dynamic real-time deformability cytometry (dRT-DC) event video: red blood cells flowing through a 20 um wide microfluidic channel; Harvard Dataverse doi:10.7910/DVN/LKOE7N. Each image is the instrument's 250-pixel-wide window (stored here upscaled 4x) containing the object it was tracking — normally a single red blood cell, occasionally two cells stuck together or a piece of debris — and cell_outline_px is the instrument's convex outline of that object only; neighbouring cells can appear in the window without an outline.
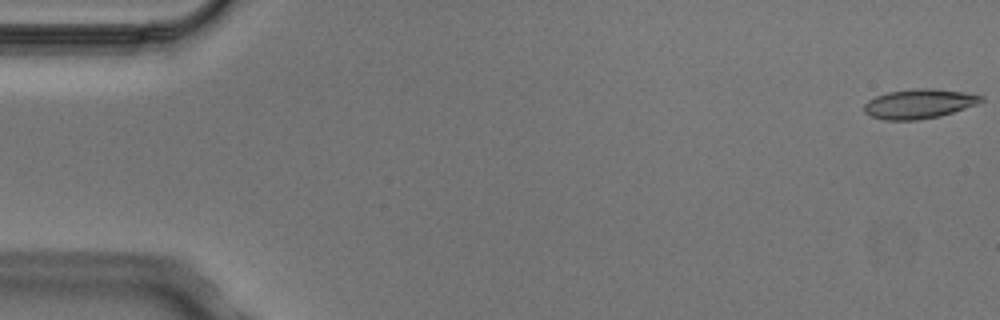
{"species": "Egyptian fruit bat (a non-hibernating species)", "species_latin": "Rousettus aegyptiacus", "temperature_condition": "cold", "stored_images_in_passage": 5, "camera_frame_rate_fps": 3000, "um_per_image_px": 0.085, "animal": {"sex": "male"}, "frame": {"image": 1, "passage_image": 1, "time_ms": 0.0, "image_size_px": [1000, 320], "cell_outline_px": [[984, 100], [976, 104], [940, 116], [916, 120], [884, 120], [872, 116], [864, 112], [864, 104], [868, 100], [876, 96], [888, 92], [912, 88], [936, 88], [964, 92], [984, 96]], "centroid_in_image_um": [78.11, 8.81], "position_along_channel_um": 6.9, "area_um2": 20.11}}
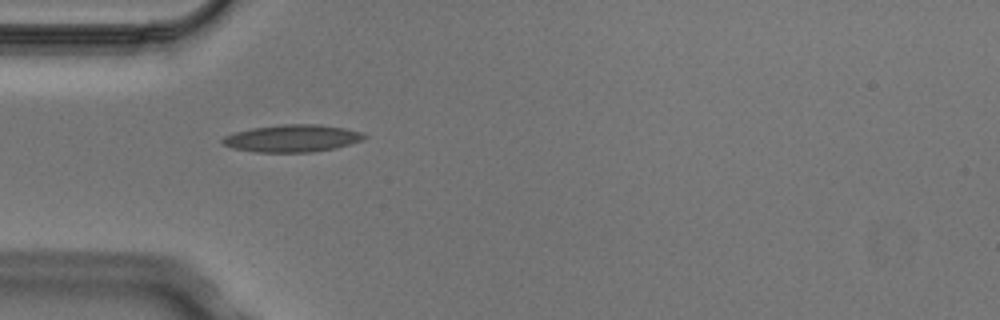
{"frame": {"image": 2, "passage_image": 4, "time_ms": 1.0, "image_size_px": [1000, 320], "cell_outline_px": [[368, 136], [360, 140], [336, 148], [312, 152], [256, 152], [232, 148], [224, 144], [220, 140], [224, 136], [236, 132], [252, 128], [280, 124], [316, 124], [344, 128], [364, 132]], "centroid_in_image_um": [24.84, 11.75], "position_along_channel_um": 60.2, "area_um2": 22.48}}
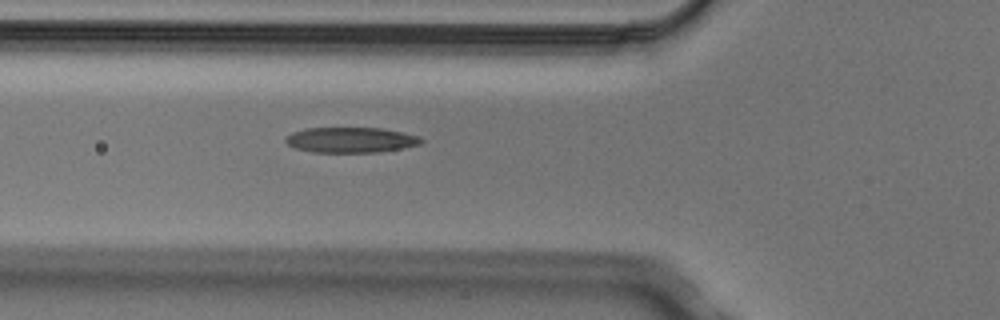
{"frame": {"image": 3, "passage_image": 5, "time_ms": 1.333, "image_size_px": [1000, 320], "cell_outline_px": [[424, 140], [420, 144], [400, 148], [376, 152], [312, 152], [296, 148], [288, 144], [284, 140], [284, 136], [292, 132], [304, 128], [380, 128], [420, 136]], "centroid_in_image_um": [29.76, 11.89], "position_along_channel_um": 96.0, "area_um2": 19.94}}